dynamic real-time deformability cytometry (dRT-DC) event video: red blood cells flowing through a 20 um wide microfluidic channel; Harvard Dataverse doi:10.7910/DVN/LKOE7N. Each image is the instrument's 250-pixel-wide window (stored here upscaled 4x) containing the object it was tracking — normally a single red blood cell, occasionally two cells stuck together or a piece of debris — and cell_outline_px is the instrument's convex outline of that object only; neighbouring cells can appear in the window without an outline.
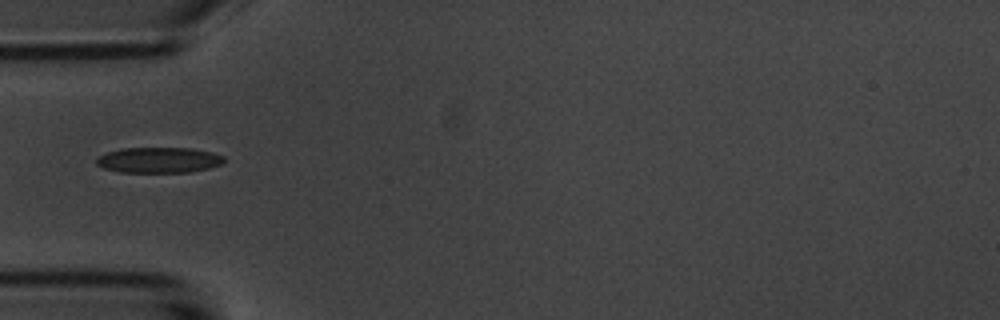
{"species": "common noctule bat (a hibernating species)", "species_latin": "Nyctalus noctula", "temperature_condition": "room temperature", "stored_images_in_passage": 4, "camera_frame_rate_fps": 3000, "um_per_image_px": 0.085, "animal": {"sex": "male", "body_mass_g": 20.1, "forearm_length_mm": 53.5}, "frame": {"image": 1, "passage_image": 4, "time_ms": 4.333, "image_size_px": [1000, 320], "cell_outline_px": [[224, 164], [192, 172], [120, 172], [104, 168], [96, 164], [96, 160], [100, 156], [108, 152], [120, 148], [192, 148], [212, 152], [224, 156]], "centroid_in_image_um": [13.54, 13.6], "position_along_channel_um": 71.5, "area_um2": 19.07}}